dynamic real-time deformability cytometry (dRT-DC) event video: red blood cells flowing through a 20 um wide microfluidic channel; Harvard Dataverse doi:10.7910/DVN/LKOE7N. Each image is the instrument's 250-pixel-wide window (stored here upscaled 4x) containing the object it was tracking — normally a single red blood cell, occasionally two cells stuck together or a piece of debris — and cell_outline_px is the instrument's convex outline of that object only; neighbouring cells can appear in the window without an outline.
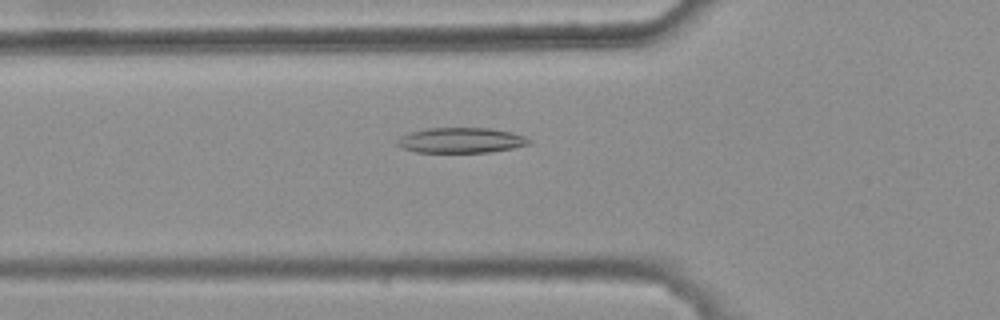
{"species": "common noctule bat (a hibernating species)", "species_latin": "Nyctalus noctula", "temperature_condition": "warm", "stored_images_in_passage": 43, "camera_frame_rate_fps": 3000, "um_per_image_px": 0.085, "animal": {"sex": "female", "body_mass_g": 25.1}, "frame": {"image": 1, "passage_image": 13, "time_ms": 4.0, "image_size_px": [1000, 320], "cell_outline_px": [[532, 144], [512, 148], [488, 152], [416, 152], [400, 148], [396, 144], [396, 140], [400, 136], [408, 132], [428, 128], [488, 128], [512, 132], [524, 136], [532, 140]], "centroid_in_image_um": [39.16, 11.92], "position_along_channel_um": 86.6, "area_um2": 19.59}}
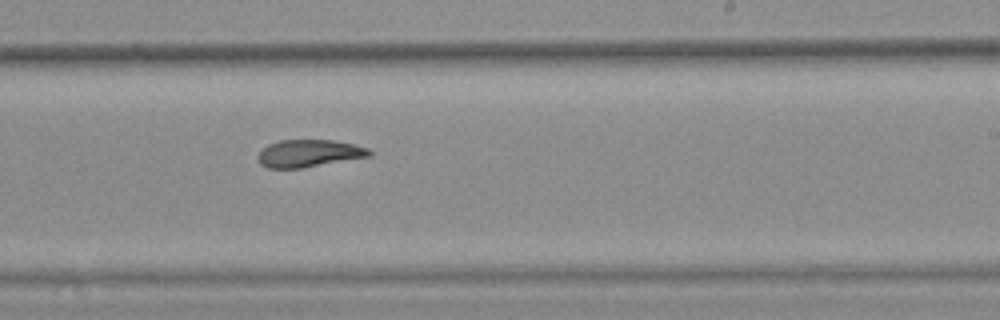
{"frame": {"image": 2, "passage_image": 27, "time_ms": 8.667, "image_size_px": [1000, 320], "cell_outline_px": [[372, 156], [300, 168], [268, 168], [260, 164], [256, 156], [268, 144], [280, 140], [332, 140], [352, 144], [368, 148], [372, 152]], "centroid_in_image_um": [26.25, 13.03], "position_along_channel_um": 262.8, "area_um2": 17.69}}
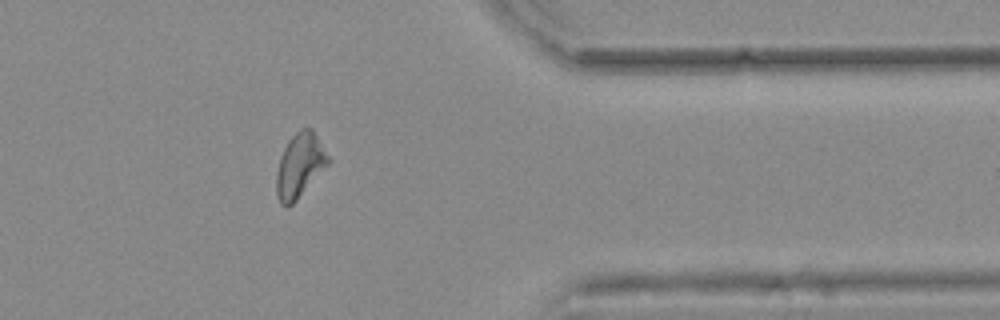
{"frame": {"image": 3, "passage_image": 38, "time_ms": 12.333, "image_size_px": [1000, 320], "cell_outline_px": [[332, 160], [296, 200], [288, 208], [280, 204], [276, 196], [276, 172], [280, 156], [288, 140], [300, 128], [312, 128]], "centroid_in_image_um": [25.47, 14.06], "position_along_channel_um": 385.9, "area_um2": 19.48}, "authors_computed_cell_mechanics": {"area_um2": 18.8428, "velocity_mm_per_s": 3.7748, "shape_relaxation_time_tau1_ms": null, "shape_relaxation_time_tau2_ms": 5.06, "deformation_change_tau1": null, "deformation_change_tau2": 0.1256}}